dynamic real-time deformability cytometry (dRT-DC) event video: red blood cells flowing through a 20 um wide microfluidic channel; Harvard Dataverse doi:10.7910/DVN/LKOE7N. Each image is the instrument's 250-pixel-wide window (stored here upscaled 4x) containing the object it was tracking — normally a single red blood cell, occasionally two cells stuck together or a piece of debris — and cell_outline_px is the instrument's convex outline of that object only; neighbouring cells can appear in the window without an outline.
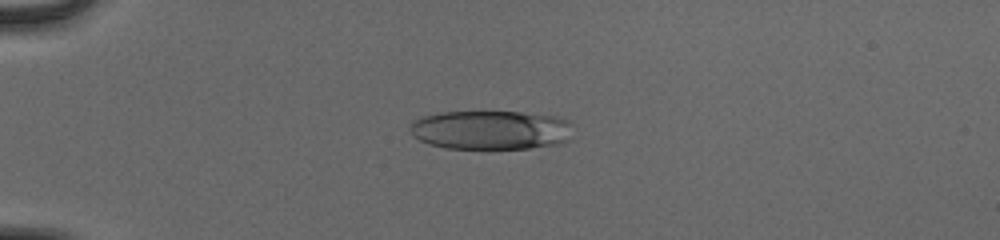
{"species": "human", "species_latin": "Homo sapiens", "temperature_condition": "cold", "stored_images_in_passage": 55, "camera_frame_rate_fps": 3000, "um_per_image_px": 0.085, "donor": {"sex": "male"}, "frame": {"image": 1, "passage_image": 16, "time_ms": 5.0, "image_size_px": [1000, 240], "cell_outline_px": [[572, 124], [564, 140], [560, 144], [528, 148], [444, 148], [428, 144], [412, 136], [408, 128], [412, 120], [420, 116], [440, 112], [520, 112], [552, 116], [568, 120]], "centroid_in_image_um": [41.6, 11.04], "position_along_channel_um": 43.4, "area_um2": 37.05}}
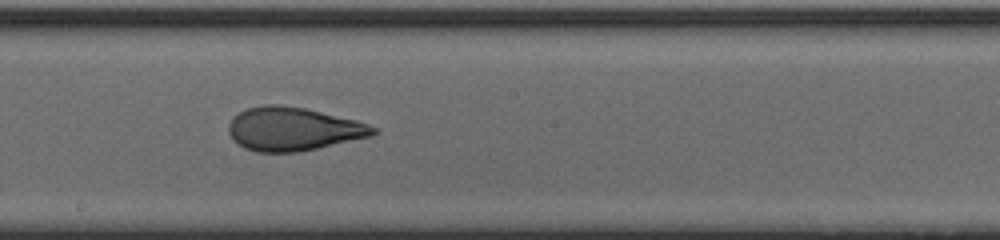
{"frame": {"image": 2, "passage_image": 33, "time_ms": 10.667, "image_size_px": [1000, 240], "cell_outline_px": [[380, 132], [372, 136], [300, 152], [256, 152], [244, 148], [236, 144], [232, 140], [228, 132], [228, 124], [232, 116], [248, 108], [264, 104], [280, 104], [304, 108], [356, 120], [380, 128]], "centroid_in_image_um": [24.91, 10.97], "position_along_channel_um": 223.3, "area_um2": 37.05}}
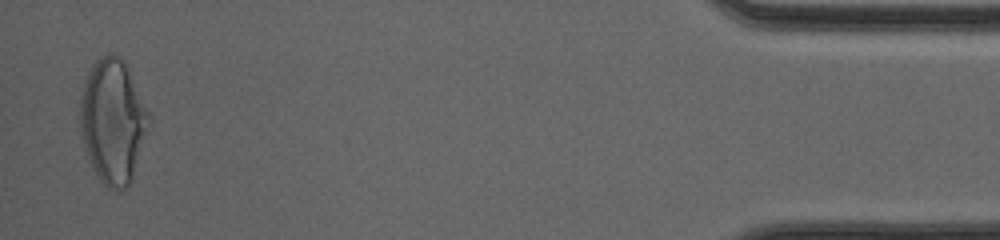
{"frame": {"image": 3, "passage_image": 54, "time_ms": 17.667, "image_size_px": [1000, 240], "cell_outline_px": [[152, 120], [132, 176], [128, 184], [124, 188], [108, 188], [100, 180], [84, 148], [80, 136], [80, 96], [84, 80], [92, 64], [96, 60], [108, 52], [112, 52], [120, 56], [124, 60], [152, 116]], "centroid_in_image_um": [9.6, 10.22], "position_along_channel_um": 425.6, "area_um2": 49.94}, "authors_computed_cell_mechanics": {"area_um2": 38.4948, "velocity_mm_per_s": 3.9326, "shape_relaxation_time_tau1_ms": 7.4793, "shape_relaxation_time_tau2_ms": 0.9888, "deformation_change_tau1": 0.2485, "deformation_change_tau2": 0.0838}}